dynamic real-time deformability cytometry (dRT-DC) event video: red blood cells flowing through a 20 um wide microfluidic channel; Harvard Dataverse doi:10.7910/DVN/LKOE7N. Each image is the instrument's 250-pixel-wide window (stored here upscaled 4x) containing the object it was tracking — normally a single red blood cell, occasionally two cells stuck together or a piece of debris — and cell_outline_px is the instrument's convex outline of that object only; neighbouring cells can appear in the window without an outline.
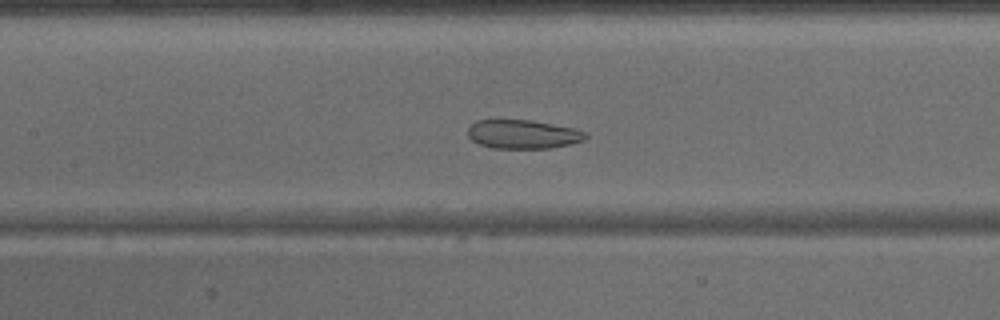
{"species": "common noctule bat (a hibernating species)", "species_latin": "Nyctalus noctula", "temperature_condition": "warm", "stored_images_in_passage": 44, "camera_frame_rate_fps": 3000, "um_per_image_px": 0.085, "animal": {"sex": "male", "body_mass_g": 15.6}, "frame": {"image": 1, "passage_image": 19, "time_ms": 6.0, "image_size_px": [1000, 320], "cell_outline_px": [[588, 136], [584, 140], [552, 148], [492, 148], [480, 144], [472, 140], [468, 136], [468, 128], [476, 120], [532, 120], [576, 128], [588, 132]], "centroid_in_image_um": [44.48, 11.4], "position_along_channel_um": 162.9, "area_um2": 19.88}}
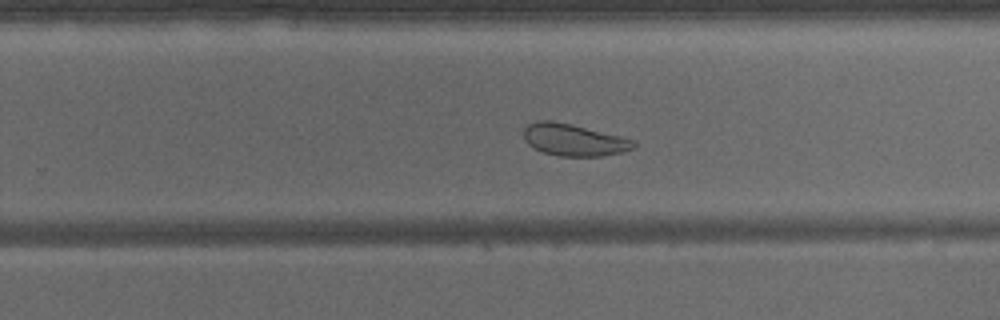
{"frame": {"image": 2, "passage_image": 27, "time_ms": 8.667, "image_size_px": [1000, 320], "cell_outline_px": [[636, 148], [620, 152], [600, 156], [556, 156], [544, 152], [528, 144], [524, 140], [524, 128], [528, 124], [536, 120], [552, 120], [572, 124], [636, 140]], "centroid_in_image_um": [48.77, 11.88], "position_along_channel_um": 281.0, "area_um2": 20.52}}
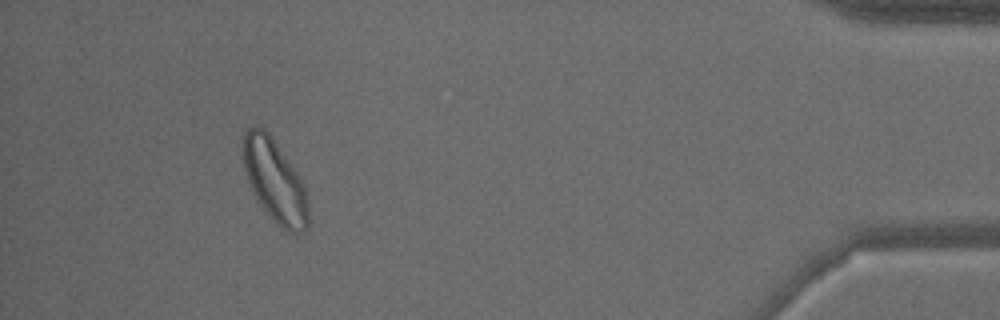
{"frame": {"image": 3, "passage_image": 40, "time_ms": 13.0, "image_size_px": [1000, 320], "cell_outline_px": [[308, 228], [300, 232], [288, 232], [260, 204], [248, 180], [244, 168], [240, 144], [244, 132], [248, 128], [256, 124], [264, 128], [268, 132], [296, 172], [304, 184], [308, 200]], "centroid_in_image_um": [23.33, 15.29], "position_along_channel_um": 411.9, "area_um2": 31.04}}